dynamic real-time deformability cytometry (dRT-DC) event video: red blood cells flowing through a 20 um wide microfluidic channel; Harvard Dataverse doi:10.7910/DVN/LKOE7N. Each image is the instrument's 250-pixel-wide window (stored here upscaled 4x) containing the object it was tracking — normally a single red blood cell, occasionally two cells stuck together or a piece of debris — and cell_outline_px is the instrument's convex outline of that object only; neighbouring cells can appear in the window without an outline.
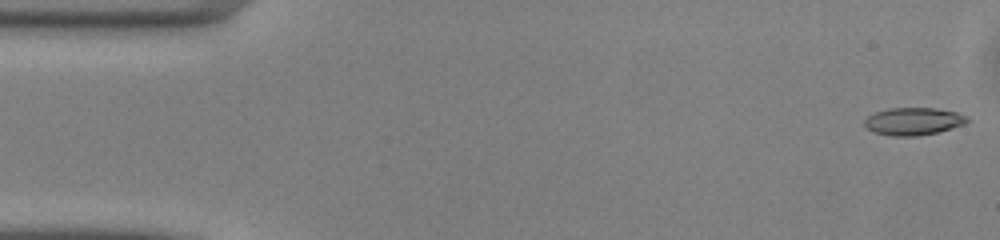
{"species": "common noctule bat (a hibernating species)", "species_latin": "Nyctalus noctula", "temperature_condition": "warm", "stored_images_in_passage": 49, "camera_frame_rate_fps": 3000, "um_per_image_px": 0.085, "animal": {"sex": "male", "body_mass_g": 13.0, "forearm_length_mm": 53.1}, "frame": {"image": 1, "passage_image": 1, "time_ms": 0.0, "image_size_px": [1000, 240], "cell_outline_px": [[968, 120], [964, 124], [952, 128], [936, 132], [916, 136], [892, 136], [872, 132], [864, 124], [864, 120], [868, 116], [876, 112], [888, 108], [936, 108], [956, 112], [964, 116]], "centroid_in_image_um": [77.59, 10.31], "position_along_channel_um": 7.4, "area_um2": 16.3}}
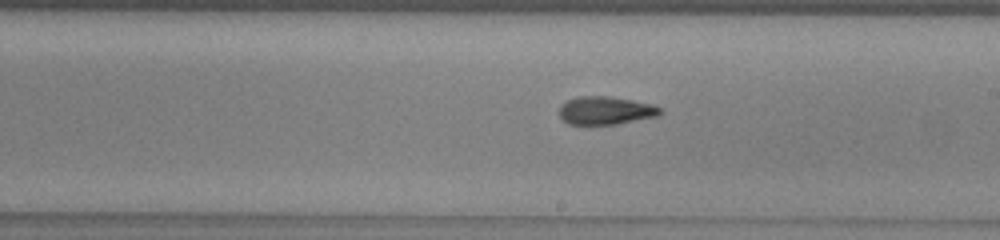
{"frame": {"image": 2, "passage_image": 27, "time_ms": 8.667, "image_size_px": [1000, 240], "cell_outline_px": [[664, 112], [660, 116], [616, 124], [568, 124], [560, 116], [560, 104], [576, 96], [608, 96], [632, 100], [652, 104], [660, 108]], "centroid_in_image_um": [51.5, 9.39], "position_along_channel_um": 237.5, "area_um2": 16.59}}
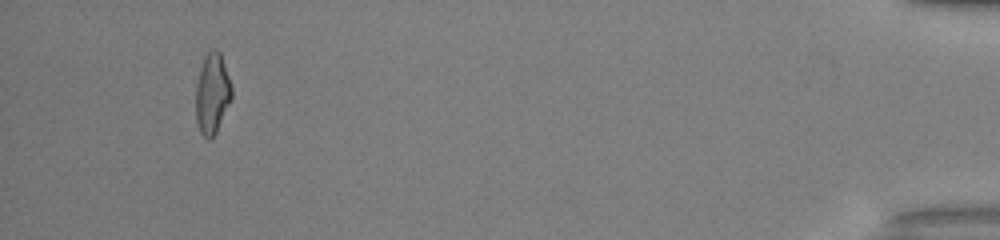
{"frame": {"image": 3, "passage_image": 46, "time_ms": 15.0, "image_size_px": [1000, 240], "cell_outline_px": [[232, 100], [216, 132], [208, 140], [200, 132], [196, 124], [196, 84], [200, 68], [204, 56], [212, 48], [216, 48], [220, 52], [232, 88]], "centroid_in_image_um": [18.04, 7.95], "position_along_channel_um": 417.2, "area_um2": 16.94}, "authors_computed_cell_mechanics": {"area_um2": 16.7042, "velocity_mm_per_s": 4.1344, "shape_relaxation_time_tau1_ms": null, "shape_relaxation_time_tau2_ms": 4.9422, "deformation_change_tau1": null, "deformation_change_tau2": 0.1444}}